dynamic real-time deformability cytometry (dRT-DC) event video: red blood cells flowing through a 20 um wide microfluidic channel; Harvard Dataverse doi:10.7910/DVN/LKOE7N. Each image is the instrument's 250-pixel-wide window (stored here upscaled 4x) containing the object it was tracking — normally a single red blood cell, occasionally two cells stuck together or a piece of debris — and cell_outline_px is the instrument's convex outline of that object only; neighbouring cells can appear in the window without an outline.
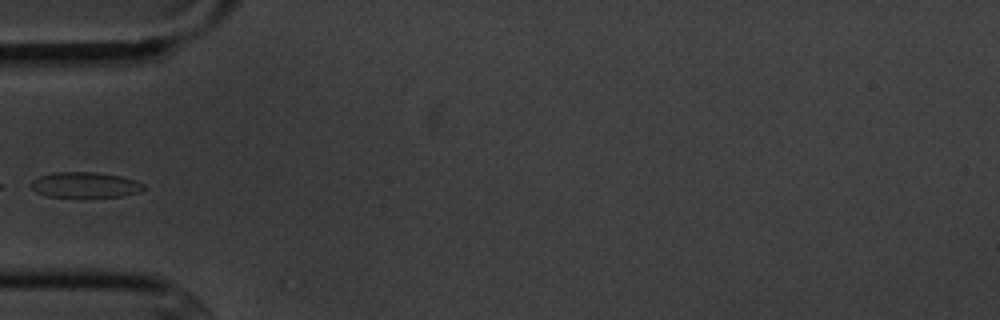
{"species": "common noctule bat (a hibernating species)", "species_latin": "Nyctalus noctula", "temperature_condition": "cold", "stored_images_in_passage": 4, "camera_frame_rate_fps": 3000, "um_per_image_px": 0.085, "animal": {"sex": "male", "body_mass_g": 20.1, "forearm_length_mm": 53.5}, "frame": {"image": 1, "passage_image": 3, "time_ms": 2.333, "image_size_px": [1000, 320], "cell_outline_px": [[144, 188], [136, 192], [120, 196], [48, 196], [36, 192], [32, 188], [32, 180], [40, 176], [52, 172], [96, 172], [120, 176], [144, 184]], "centroid_in_image_um": [7.18, 15.69], "position_along_channel_um": 77.8, "area_um2": 16.24}}
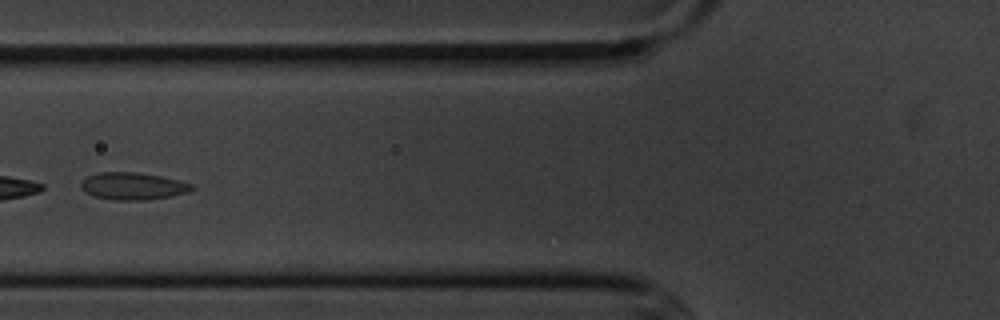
{"frame": {"image": 2, "passage_image": 4, "time_ms": 3.333, "image_size_px": [1000, 320], "cell_outline_px": [[196, 188], [188, 192], [172, 196], [148, 200], [112, 200], [92, 196], [84, 192], [80, 188], [80, 184], [88, 176], [96, 172], [136, 172], [160, 176], [192, 184]], "centroid_in_image_um": [11.27, 15.83], "position_along_channel_um": 114.5, "area_um2": 17.74}}